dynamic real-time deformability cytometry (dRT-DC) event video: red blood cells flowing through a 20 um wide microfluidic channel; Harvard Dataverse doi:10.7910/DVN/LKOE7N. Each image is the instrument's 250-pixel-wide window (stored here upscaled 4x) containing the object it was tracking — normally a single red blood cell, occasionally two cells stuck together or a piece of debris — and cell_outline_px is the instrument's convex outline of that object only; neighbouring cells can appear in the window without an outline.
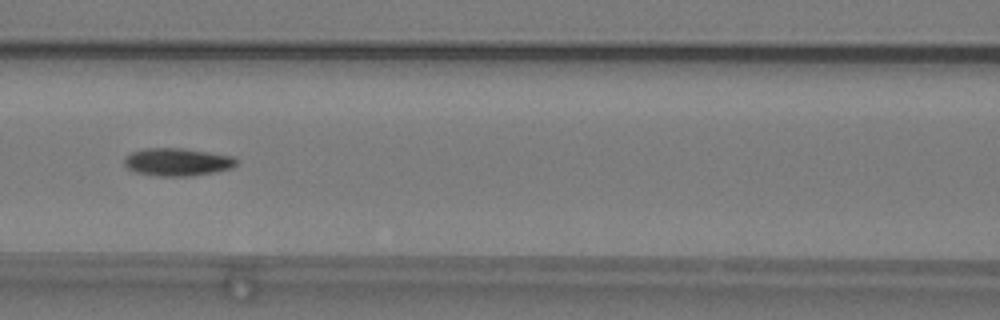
{"species": "common noctule bat (a hibernating species)", "species_latin": "Nyctalus noctula", "temperature_condition": "warm", "stored_images_in_passage": 55, "camera_frame_rate_fps": 3000, "um_per_image_px": 0.085, "animal": {"sex": "male", "body_mass_g": 19.2, "forearm_length_mm": 51.8}, "frame": {"image": 1, "passage_image": 25, "time_ms": 8.0, "image_size_px": [1000, 320], "cell_outline_px": [[236, 164], [232, 168], [212, 172], [188, 176], [160, 176], [136, 172], [128, 168], [124, 164], [124, 156], [132, 152], [144, 148], [184, 148], [232, 156], [236, 160]], "centroid_in_image_um": [15.03, 13.76], "position_along_channel_um": 151.6, "area_um2": 17.98}}
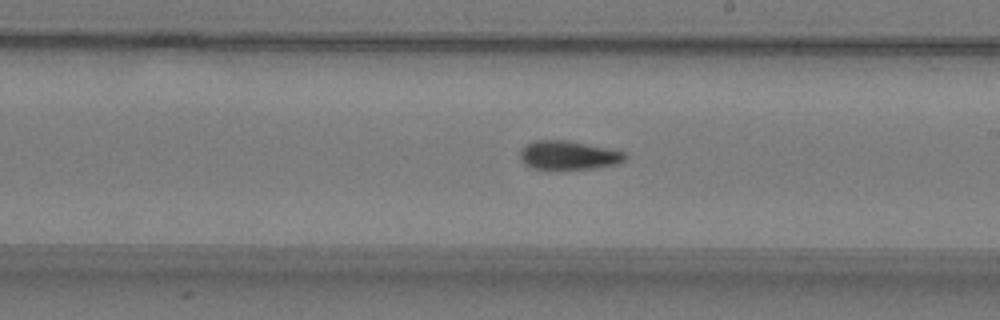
{"frame": {"image": 2, "passage_image": 32, "time_ms": 10.333, "image_size_px": [1000, 320], "cell_outline_px": [[628, 156], [624, 160], [616, 164], [592, 168], [532, 168], [524, 164], [520, 156], [520, 152], [528, 144], [536, 140], [564, 140], [624, 152]], "centroid_in_image_um": [48.31, 13.19], "position_along_channel_um": 240.7, "area_um2": 16.94}}
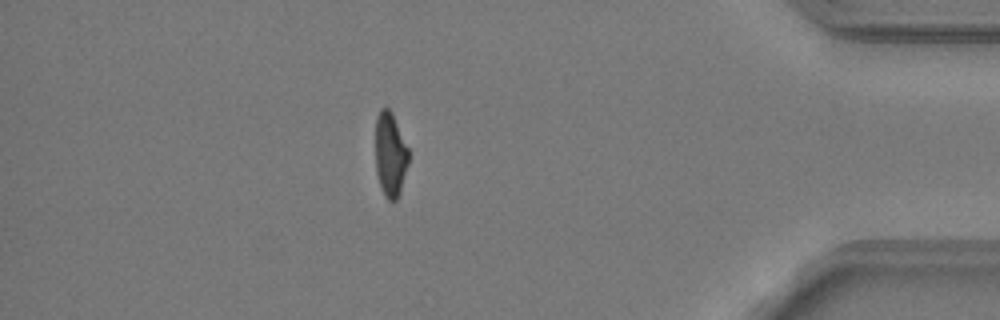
{"frame": {"image": 3, "passage_image": 48, "time_ms": 15.667, "image_size_px": [1000, 320], "cell_outline_px": [[408, 164], [400, 192], [396, 200], [388, 200], [384, 196], [376, 172], [376, 116], [380, 108], [388, 108], [392, 112], [408, 148]], "centroid_in_image_um": [33.17, 13.12], "position_along_channel_um": 402.0, "area_um2": 16.18}, "authors_computed_cell_mechanics": {"area_um2": 17.1666, "velocity_mm_per_s": 3.832, "shape_relaxation_time_tau1_ms": 6.0284, "shape_relaxation_time_tau2_ms": 7.7758, "deformation_change_tau1": 0.1931, "deformation_change_tau2": 0.1521}}